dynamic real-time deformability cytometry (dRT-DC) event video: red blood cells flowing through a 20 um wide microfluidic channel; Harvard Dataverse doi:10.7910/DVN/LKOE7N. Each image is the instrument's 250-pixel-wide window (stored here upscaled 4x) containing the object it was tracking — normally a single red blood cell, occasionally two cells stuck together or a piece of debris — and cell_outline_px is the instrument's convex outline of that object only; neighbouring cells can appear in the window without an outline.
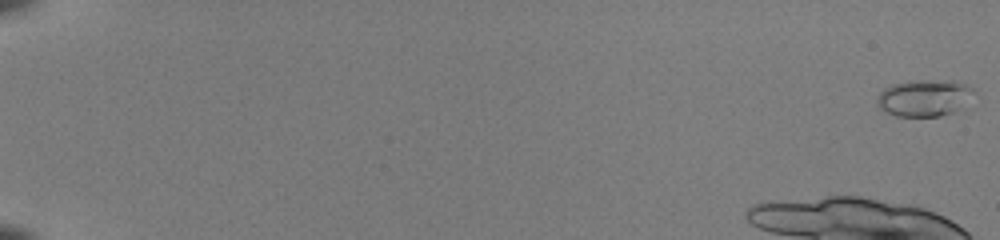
{"species": "common noctule bat (a hibernating species)", "species_latin": "Nyctalus noctula", "temperature_condition": "room temperature", "stored_images_in_passage": 50, "camera_frame_rate_fps": 3000, "um_per_image_px": 0.085, "animal": {"sex": "female", "body_mass_g": 22.0, "forearm_length_mm": 56.7}, "frame": {"image": 1, "passage_image": 1, "time_ms": 0.0, "image_size_px": [1000, 240], "cell_outline_px": [[972, 92], [952, 112], [940, 116], [896, 116], [884, 112], [876, 104], [876, 100], [880, 92], [884, 88], [892, 84], [912, 80], [952, 80], [964, 84], [972, 88]], "centroid_in_image_um": [78.43, 8.31], "position_along_channel_um": 6.6, "area_um2": 20.23}}
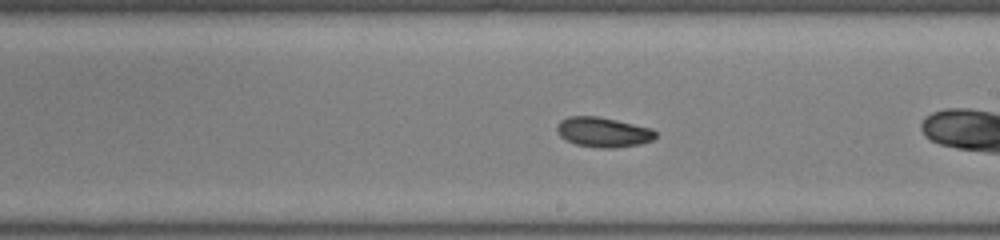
{"frame": {"image": 2, "passage_image": 30, "time_ms": 9.667, "image_size_px": [1000, 240], "cell_outline_px": [[656, 136], [652, 140], [640, 144], [612, 148], [600, 148], [576, 144], [560, 136], [556, 132], [556, 124], [560, 120], [568, 116], [596, 116], [616, 120], [652, 128], [656, 132]], "centroid_in_image_um": [51.25, 11.22], "position_along_channel_um": 237.8, "area_um2": 17.17}}
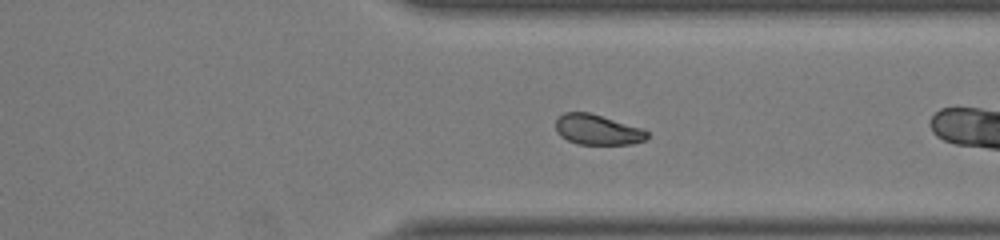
{"frame": {"image": 3, "passage_image": 39, "time_ms": 12.667, "image_size_px": [1000, 240], "cell_outline_px": [[648, 136], [644, 140], [632, 144], [576, 144], [560, 136], [556, 132], [556, 120], [564, 112], [588, 112], [644, 128], [648, 132]], "centroid_in_image_um": [50.79, 11.02], "position_along_channel_um": 360.6, "area_um2": 16.18}, "authors_computed_cell_mechanics": {"area_um2": 17.629, "velocity_mm_per_s": 4.0678, "shape_relaxation_time_tau1_ms": 5.5015, "shape_relaxation_time_tau2_ms": 3.1106, "deformation_change_tau1": 0.0942, "deformation_change_tau2": 0.0795}}